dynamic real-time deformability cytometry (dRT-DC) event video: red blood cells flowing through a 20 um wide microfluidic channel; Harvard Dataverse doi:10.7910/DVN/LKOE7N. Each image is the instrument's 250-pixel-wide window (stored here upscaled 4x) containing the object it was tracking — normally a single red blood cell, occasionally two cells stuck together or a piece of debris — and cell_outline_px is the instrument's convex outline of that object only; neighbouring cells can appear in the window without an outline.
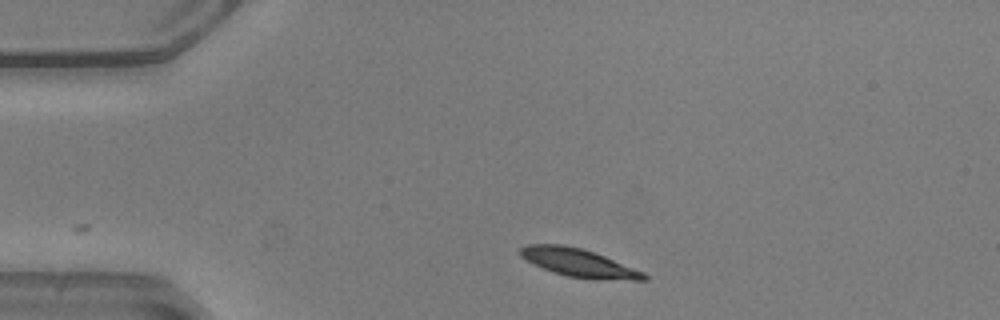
{"species": "common noctule bat (a hibernating species)", "species_latin": "Nyctalus noctula", "temperature_condition": "warm", "stored_images_in_passage": 25, "camera_frame_rate_fps": 3000, "um_per_image_px": 0.085, "animal": {"sex": "male", "body_mass_g": 20.5, "forearm_length_mm": 52.5}, "frame": {"image": 1, "passage_image": 1, "time_ms": 0.0, "image_size_px": [1000, 320], "cell_outline_px": [[648, 280], [632, 280], [568, 276], [552, 272], [520, 256], [520, 248], [524, 244], [564, 244], [580, 248], [604, 256], [644, 272], [648, 276]], "centroid_in_image_um": [49.17, 22.31], "position_along_channel_um": 35.8, "area_um2": 19.65}}